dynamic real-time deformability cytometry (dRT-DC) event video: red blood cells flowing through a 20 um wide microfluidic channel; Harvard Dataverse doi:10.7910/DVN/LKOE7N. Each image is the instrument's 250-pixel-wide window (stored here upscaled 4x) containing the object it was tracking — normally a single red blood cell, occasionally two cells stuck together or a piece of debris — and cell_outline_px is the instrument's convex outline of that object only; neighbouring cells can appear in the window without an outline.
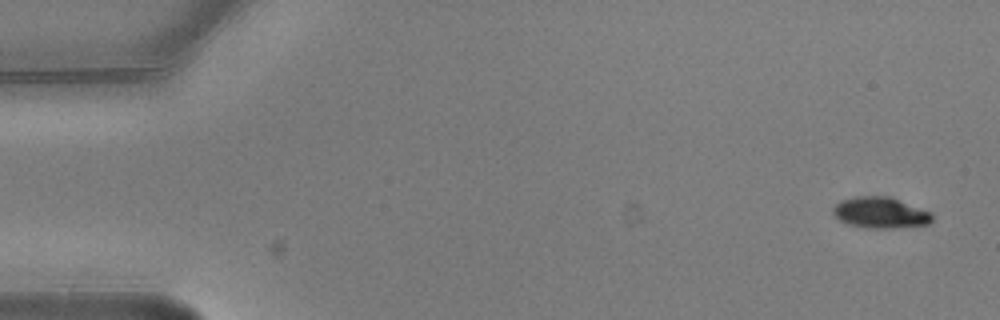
{"species": "common noctule bat (a hibernating species)", "species_latin": "Nyctalus noctula", "temperature_condition": "warm", "stored_images_in_passage": 6, "segment_of_instrument_passage": [1, 2], "camera_frame_rate_fps": 3000, "um_per_image_px": 0.085, "animal": {"sex": "male", "body_mass_g": 20.5, "forearm_length_mm": 52.5}, "frame": {"image": 1, "passage_image": 1, "time_ms": 0.0, "image_size_px": [1000, 320], "cell_outline_px": [[932, 220], [928, 224], [892, 228], [864, 228], [848, 224], [840, 220], [832, 212], [832, 208], [840, 200], [856, 196], [888, 196], [932, 212]], "centroid_in_image_um": [74.81, 18.07], "position_along_channel_um": 10.2, "area_um2": 17.92}}
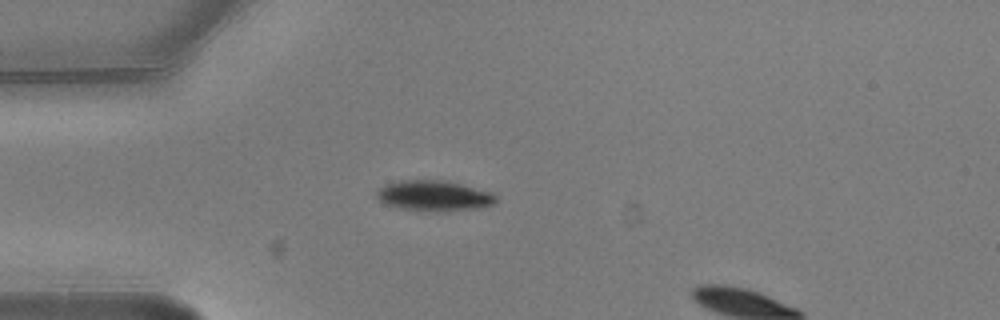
{"frame": {"image": 2, "passage_image": 5, "time_ms": 1.333, "image_size_px": [1000, 320], "cell_outline_px": [[496, 200], [492, 204], [480, 208], [440, 212], [436, 212], [400, 208], [384, 204], [376, 196], [376, 188], [400, 180], [444, 180], [492, 192], [496, 196]], "centroid_in_image_um": [36.87, 16.64], "position_along_channel_um": 48.1, "area_um2": 21.27}}